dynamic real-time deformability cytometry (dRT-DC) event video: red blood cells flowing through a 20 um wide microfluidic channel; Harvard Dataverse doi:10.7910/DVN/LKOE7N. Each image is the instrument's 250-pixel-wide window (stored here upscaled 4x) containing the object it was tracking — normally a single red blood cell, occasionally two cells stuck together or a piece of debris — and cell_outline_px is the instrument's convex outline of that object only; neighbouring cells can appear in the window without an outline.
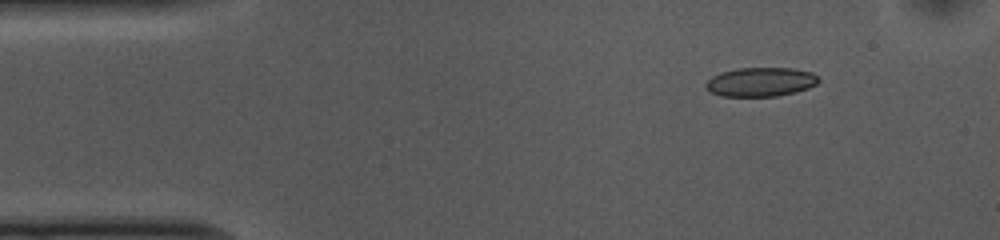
{"species": "common noctule bat (a hibernating species)", "species_latin": "Nyctalus noctula", "temperature_condition": "cold", "stored_images_in_passage": 47, "camera_frame_rate_fps": 3000, "um_per_image_px": 0.085, "animal": {"sex": "female", "body_mass_g": 10.0, "forearm_length_mm": 53.1}, "frame": {"image": 1, "passage_image": 1, "time_ms": 0.0, "image_size_px": [1000, 240], "cell_outline_px": [[820, 80], [816, 84], [808, 88], [796, 92], [776, 96], [720, 96], [704, 88], [704, 84], [712, 76], [724, 72], [740, 68], [792, 68], [812, 72], [820, 76]], "centroid_in_image_um": [64.68, 6.97], "position_along_channel_um": 20.3, "area_um2": 19.13}}
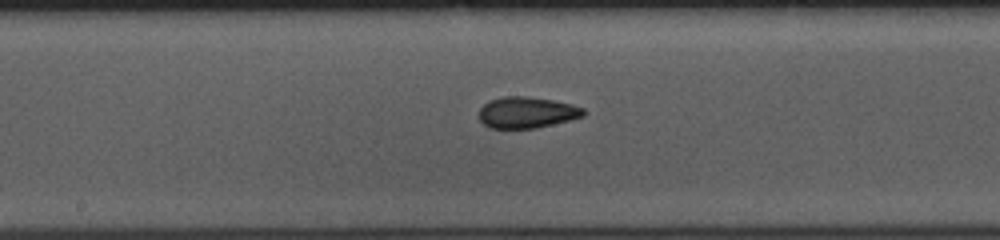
{"frame": {"image": 2, "passage_image": 21, "time_ms": 6.667, "image_size_px": [1000, 240], "cell_outline_px": [[588, 112], [584, 116], [536, 128], [488, 128], [480, 120], [480, 108], [484, 104], [492, 100], [504, 96], [528, 96], [552, 100], [572, 104], [584, 108]], "centroid_in_image_um": [44.81, 9.56], "position_along_channel_um": 203.4, "area_um2": 18.96}}
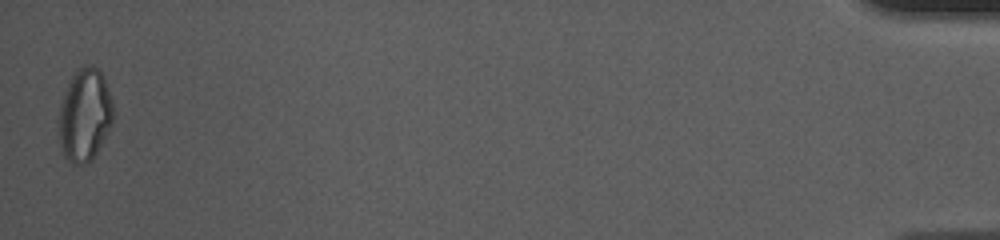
{"frame": {"image": 3, "passage_image": 47, "time_ms": 15.333, "image_size_px": [1000, 240], "cell_outline_px": [[112, 124], [92, 160], [88, 164], [72, 164], [64, 156], [60, 144], [56, 120], [60, 104], [68, 84], [72, 76], [84, 64], [92, 64], [100, 68], [112, 100]], "centroid_in_image_um": [7.17, 9.78], "position_along_channel_um": 428.0, "area_um2": 29.71}, "authors_computed_cell_mechanics": {"area_um2": 19.5364, "velocity_mm_per_s": 3.7222, "shape_relaxation_time_tau1_ms": 5.5327, "shape_relaxation_time_tau2_ms": 1.6579, "deformation_change_tau1": 0.1224, "deformation_change_tau2": 0.0567}}